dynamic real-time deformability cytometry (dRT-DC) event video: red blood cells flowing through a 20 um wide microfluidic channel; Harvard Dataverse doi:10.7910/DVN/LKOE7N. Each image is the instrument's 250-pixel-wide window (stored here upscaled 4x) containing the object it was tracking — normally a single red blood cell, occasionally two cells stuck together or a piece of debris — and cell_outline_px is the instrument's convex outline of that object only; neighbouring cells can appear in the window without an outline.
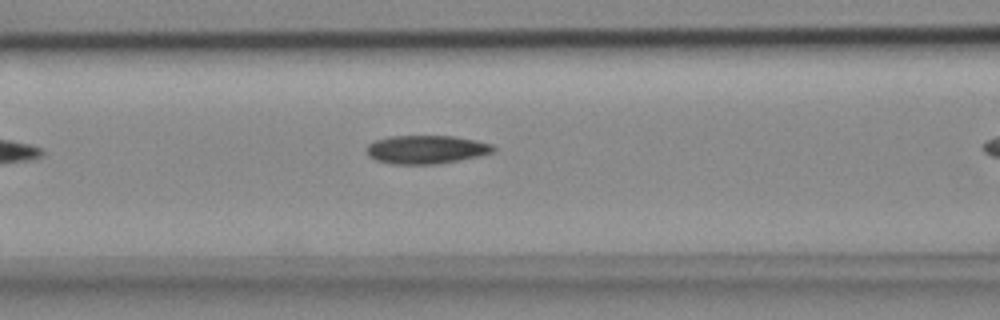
{"species": "common noctule bat (a hibernating species)", "species_latin": "Nyctalus noctula", "temperature_condition": "cold", "stored_images_in_passage": 5, "camera_frame_rate_fps": 3000, "um_per_image_px": 0.085, "animal": {"sex": "female", "body_mass_g": 18.4}, "frame": {"image": 1, "passage_image": 4, "time_ms": 1.0, "image_size_px": [1000, 320], "cell_outline_px": [[496, 148], [492, 152], [476, 156], [436, 164], [388, 164], [376, 160], [368, 156], [368, 144], [376, 140], [388, 136], [452, 136], [476, 140], [492, 144]], "centroid_in_image_um": [36.2, 12.7], "position_along_channel_um": 130.4, "area_um2": 20.81}}